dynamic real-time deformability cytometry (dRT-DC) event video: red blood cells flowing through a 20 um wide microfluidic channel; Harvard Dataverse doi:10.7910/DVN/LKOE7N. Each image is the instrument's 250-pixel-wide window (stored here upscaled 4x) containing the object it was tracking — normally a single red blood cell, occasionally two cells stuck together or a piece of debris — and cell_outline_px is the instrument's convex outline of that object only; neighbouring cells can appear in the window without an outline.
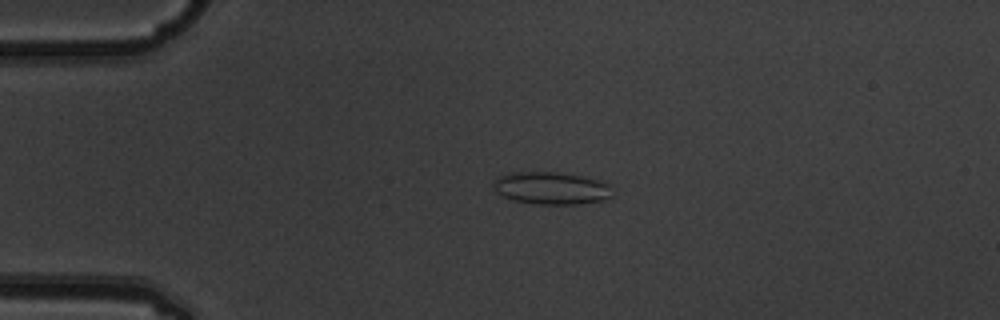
{"species": "common noctule bat (a hibernating species)", "species_latin": "Nyctalus noctula", "temperature_condition": "warm", "stored_images_in_passage": 5, "camera_frame_rate_fps": 3000, "um_per_image_px": 0.085, "animal": {"sex": "male", "body_mass_g": 19.5, "forearm_length_mm": 54.6}, "frame": {"image": 1, "passage_image": 4, "time_ms": 1.0, "image_size_px": [1000, 320], "cell_outline_px": [[612, 196], [604, 200], [580, 204], [536, 204], [512, 200], [496, 192], [492, 188], [492, 180], [508, 172], [556, 172], [580, 176], [600, 180], [608, 184]], "centroid_in_image_um": [46.8, 15.99], "position_along_channel_um": 38.2, "area_um2": 22.6}}